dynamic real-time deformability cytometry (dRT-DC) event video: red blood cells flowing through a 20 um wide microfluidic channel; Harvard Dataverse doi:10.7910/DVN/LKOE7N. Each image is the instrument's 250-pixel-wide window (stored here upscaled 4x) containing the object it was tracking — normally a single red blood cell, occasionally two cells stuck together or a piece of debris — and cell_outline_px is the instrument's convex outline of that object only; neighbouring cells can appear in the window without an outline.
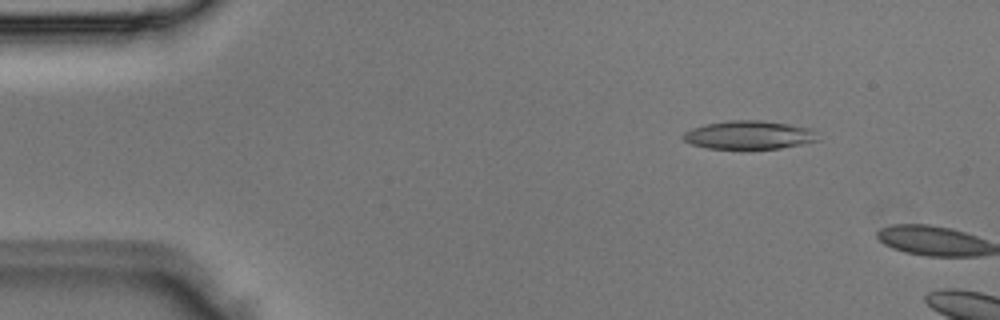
{"species": "Egyptian fruit bat (a non-hibernating species)", "species_latin": "Rousettus aegyptiacus", "temperature_condition": "room temperature", "stored_images_in_passage": 3, "camera_frame_rate_fps": 3000, "um_per_image_px": 0.085, "animal": {"sex": "male"}, "frame": {"image": 1, "passage_image": 2, "time_ms": 0.333, "image_size_px": [1000, 320], "cell_outline_px": [[820, 140], [780, 148], [708, 148], [692, 144], [684, 140], [680, 136], [684, 132], [692, 128], [704, 124], [728, 120], [760, 120], [788, 124], [812, 128]], "centroid_in_image_um": [63.65, 11.46], "position_along_channel_um": 21.4, "area_um2": 22.2}}